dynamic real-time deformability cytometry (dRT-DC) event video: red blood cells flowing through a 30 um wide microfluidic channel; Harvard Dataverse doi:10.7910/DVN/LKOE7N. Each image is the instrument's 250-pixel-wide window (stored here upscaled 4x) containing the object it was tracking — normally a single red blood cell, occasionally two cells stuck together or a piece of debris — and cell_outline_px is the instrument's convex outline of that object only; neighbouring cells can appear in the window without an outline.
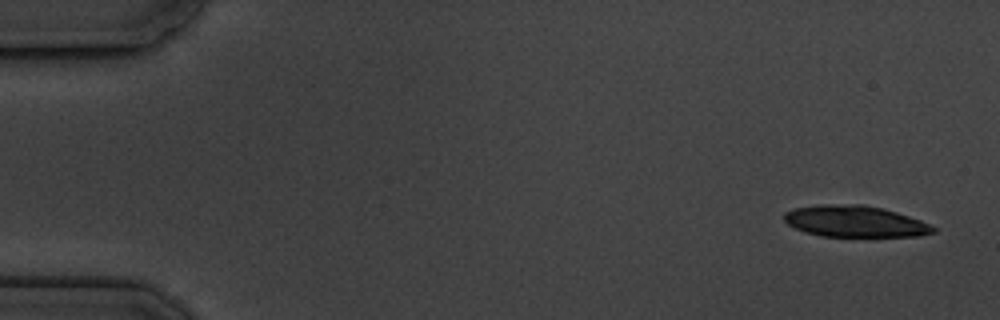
{"species": "common noctule bat (a hibernating species)", "species_latin": "Nyctalus noctula", "temperature_condition": "cold", "stored_images_in_passage": 7, "camera_frame_rate_fps": 3000, "um_per_image_px": 0.085, "animal": {"sex": "male", "body_mass_g": 19.5, "forearm_length_mm": 54.6}, "frame": {"image": 1, "passage_image": 1, "time_ms": 0.0, "image_size_px": [1000, 320], "cell_outline_px": [[936, 232], [920, 236], [820, 236], [804, 232], [788, 224], [784, 220], [784, 212], [792, 208], [828, 204], [860, 204], [880, 208], [896, 212], [920, 220], [936, 228]], "centroid_in_image_um": [72.65, 18.82], "position_along_channel_um": 12.4, "area_um2": 27.11}}